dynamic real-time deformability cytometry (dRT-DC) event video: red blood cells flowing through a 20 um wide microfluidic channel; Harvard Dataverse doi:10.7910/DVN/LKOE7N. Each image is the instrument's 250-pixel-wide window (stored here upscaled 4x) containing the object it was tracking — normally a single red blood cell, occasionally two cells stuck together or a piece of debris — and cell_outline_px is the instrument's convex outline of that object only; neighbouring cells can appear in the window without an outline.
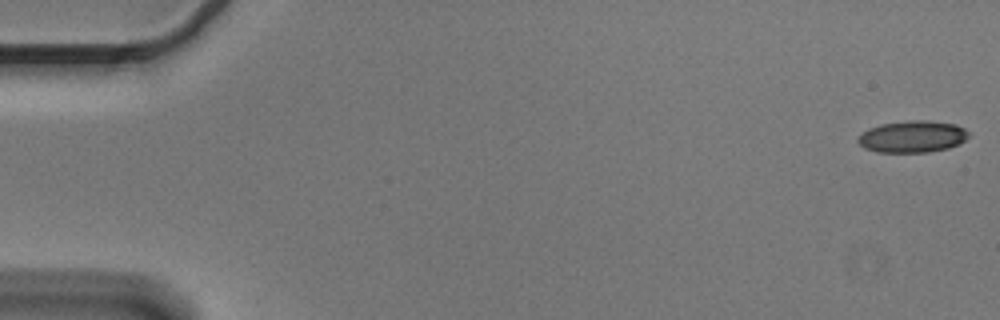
{"species": "Egyptian fruit bat (a non-hibernating species)", "species_latin": "Rousettus aegyptiacus", "temperature_condition": "cold", "stored_images_in_passage": 55, "camera_frame_rate_fps": 3000, "um_per_image_px": 0.085, "animal": {"sex": "male"}, "frame": {"image": 1, "passage_image": 1, "time_ms": 0.0, "image_size_px": [1000, 320], "cell_outline_px": [[968, 136], [964, 140], [948, 148], [928, 152], [876, 152], [864, 148], [856, 140], [860, 132], [868, 128], [880, 124], [912, 120], [928, 120], [956, 124], [964, 128], [968, 132]], "centroid_in_image_um": [77.5, 11.6], "position_along_channel_um": 7.5, "area_um2": 20.58}}
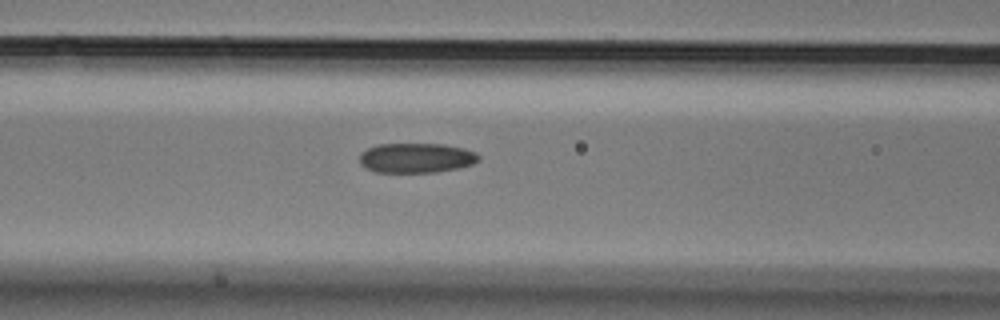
{"frame": {"image": 2, "passage_image": 23, "time_ms": 7.333, "image_size_px": [1000, 320], "cell_outline_px": [[480, 160], [472, 164], [460, 168], [436, 172], [376, 172], [360, 164], [360, 152], [376, 144], [444, 144], [464, 148], [476, 152], [480, 156]], "centroid_in_image_um": [35.41, 13.42], "position_along_channel_um": 131.2, "area_um2": 20.81}}
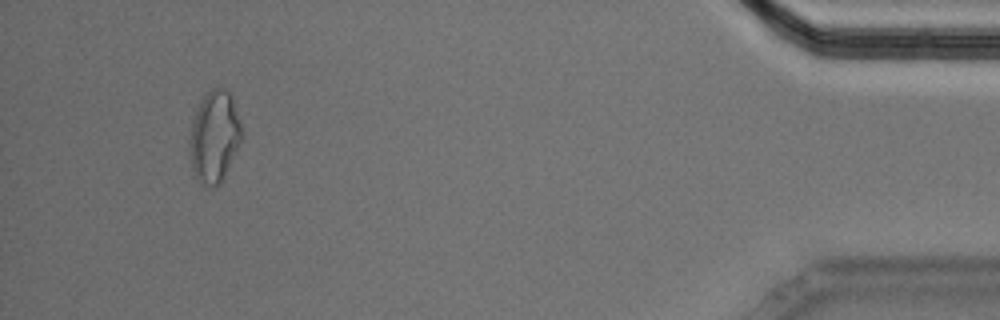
{"frame": {"image": 3, "passage_image": 52, "time_ms": 17.0, "image_size_px": [1000, 320], "cell_outline_px": [[244, 136], [224, 180], [216, 188], [204, 184], [196, 176], [192, 168], [188, 144], [188, 140], [192, 124], [196, 112], [204, 96], [212, 88], [224, 88], [232, 96], [244, 132]], "centroid_in_image_um": [18.26, 11.65], "position_along_channel_um": 416.9, "area_um2": 28.09}, "authors_computed_cell_mechanics": {"area_um2": 21.097, "velocity_mm_per_s": 3.6352, "shape_relaxation_time_tau1_ms": 11.2157, "shape_relaxation_time_tau2_ms": 4.1428, "deformation_change_tau1": 0.1802, "deformation_change_tau2": 0.1071}}